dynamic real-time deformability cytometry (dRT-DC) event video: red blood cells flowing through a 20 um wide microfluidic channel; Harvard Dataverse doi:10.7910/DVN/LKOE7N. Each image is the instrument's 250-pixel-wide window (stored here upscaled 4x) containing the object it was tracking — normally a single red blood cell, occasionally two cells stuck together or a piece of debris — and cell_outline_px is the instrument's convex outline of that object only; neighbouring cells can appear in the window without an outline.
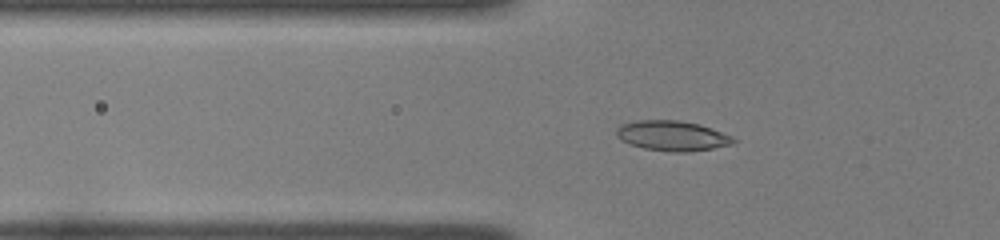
{"species": "common noctule bat (a hibernating species)", "species_latin": "Nyctalus noctula", "temperature_condition": "room temperature", "stored_images_in_passage": 36, "camera_frame_rate_fps": 3000, "um_per_image_px": 0.085, "animal": {"sex": "female", "body_mass_g": 22.0, "forearm_length_mm": 56.7}, "frame": {"image": 1, "passage_image": 4, "time_ms": 1.0, "image_size_px": [1000, 240], "cell_outline_px": [[736, 140], [732, 144], [712, 148], [688, 152], [668, 152], [644, 148], [628, 144], [620, 140], [616, 136], [616, 128], [620, 124], [636, 120], [680, 120], [700, 124], [712, 128], [732, 136]], "centroid_in_image_um": [57.1, 11.53], "position_along_channel_um": 68.7, "area_um2": 20.75}}
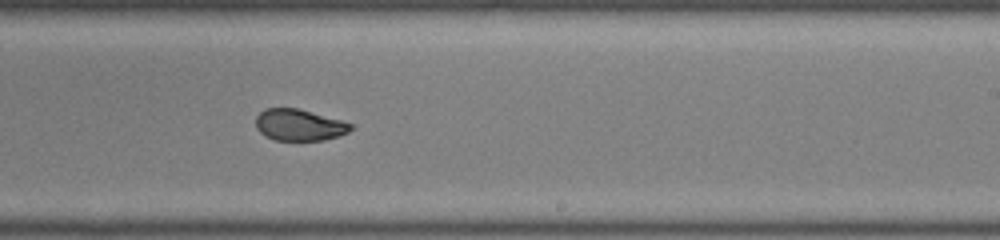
{"frame": {"image": 2, "passage_image": 19, "time_ms": 6.0, "image_size_px": [1000, 240], "cell_outline_px": [[352, 128], [348, 132], [340, 136], [324, 140], [276, 140], [264, 136], [256, 128], [256, 116], [264, 108], [296, 108], [340, 120], [352, 124]], "centroid_in_image_um": [25.4, 10.63], "position_along_channel_um": 263.6, "area_um2": 17.34}}
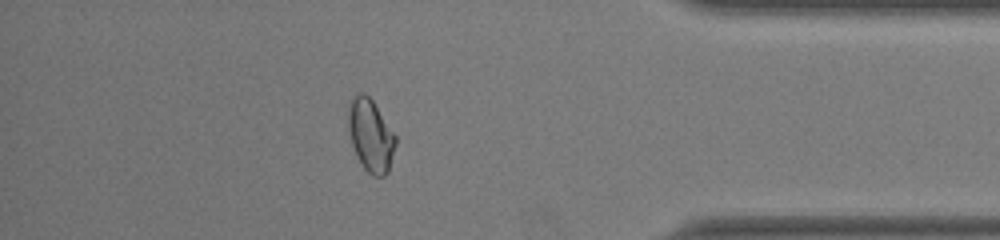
{"frame": {"image": 3, "passage_image": 31, "time_ms": 10.0, "image_size_px": [1000, 240], "cell_outline_px": [[396, 144], [388, 172], [384, 176], [372, 176], [364, 168], [356, 156], [352, 144], [348, 124], [348, 112], [352, 100], [360, 92], [364, 92], [372, 100], [396, 136]], "centroid_in_image_um": [31.52, 11.54], "position_along_channel_um": 403.7, "area_um2": 19.65}, "authors_computed_cell_mechanics": {"area_um2": 18.5249, "velocity_mm_per_s": 4.0075, "shape_relaxation_time_tau1_ms": null, "shape_relaxation_time_tau2_ms": 1.2453, "deformation_change_tau1": null, "deformation_change_tau2": 0.0501}}